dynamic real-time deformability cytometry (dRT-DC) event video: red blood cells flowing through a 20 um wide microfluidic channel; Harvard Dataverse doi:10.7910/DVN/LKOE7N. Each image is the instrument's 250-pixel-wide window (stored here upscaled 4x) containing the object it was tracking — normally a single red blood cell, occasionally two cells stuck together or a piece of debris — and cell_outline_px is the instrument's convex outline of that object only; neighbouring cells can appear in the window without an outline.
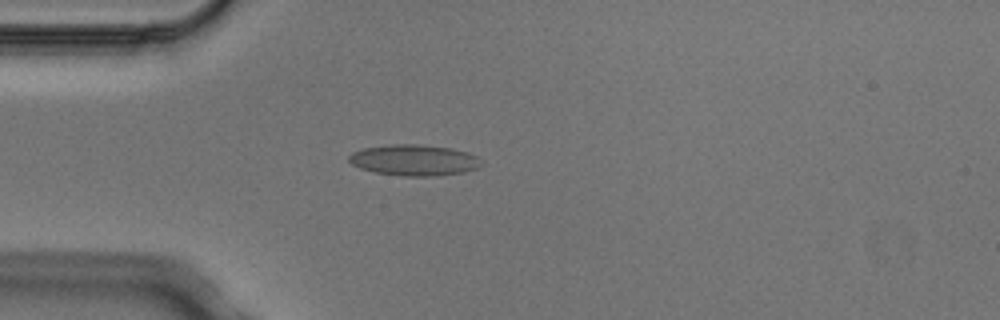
{"species": "Egyptian fruit bat (a non-hibernating species)", "species_latin": "Rousettus aegyptiacus", "temperature_condition": "cold", "stored_images_in_passage": 3, "camera_frame_rate_fps": 3000, "um_per_image_px": 0.085, "animal": {"sex": "male"}, "frame": {"image": 1, "passage_image": 2, "time_ms": 0.333, "image_size_px": [1000, 320], "cell_outline_px": [[484, 160], [480, 168], [464, 172], [436, 176], [404, 176], [376, 172], [360, 168], [352, 164], [348, 160], [348, 156], [352, 152], [364, 148], [392, 144], [416, 144], [452, 148], [468, 152]], "centroid_in_image_um": [35.25, 13.61], "position_along_channel_um": 49.8, "area_um2": 24.1}}